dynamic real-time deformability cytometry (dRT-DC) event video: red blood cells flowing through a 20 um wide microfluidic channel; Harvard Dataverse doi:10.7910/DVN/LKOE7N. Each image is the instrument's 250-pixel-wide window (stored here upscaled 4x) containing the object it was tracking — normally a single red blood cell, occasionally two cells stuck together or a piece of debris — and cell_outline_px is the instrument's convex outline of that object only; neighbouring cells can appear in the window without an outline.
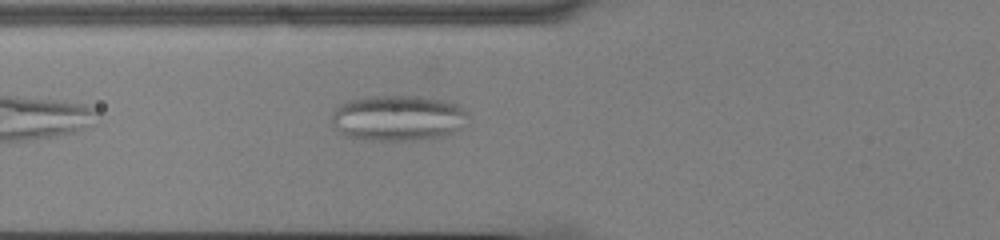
{"species": "common noctule bat (a hibernating species)", "species_latin": "Nyctalus noctula", "temperature_condition": "cold", "stored_images_in_passage": 38, "camera_frame_rate_fps": 3000, "um_per_image_px": 0.085, "animal": {"sex": "male", "body_mass_g": 13.0, "forearm_length_mm": 53.1}, "frame": {"image": 1, "passage_image": 4, "time_ms": 1.0, "image_size_px": [1000, 240], "cell_outline_px": [[468, 116], [460, 128], [444, 136], [416, 140], [360, 140], [344, 136], [332, 124], [332, 112], [340, 104], [348, 100], [372, 96], [420, 96], [444, 100], [460, 104], [468, 112]], "centroid_in_image_um": [33.82, 10.03], "position_along_channel_um": 92.0, "area_um2": 36.65}}
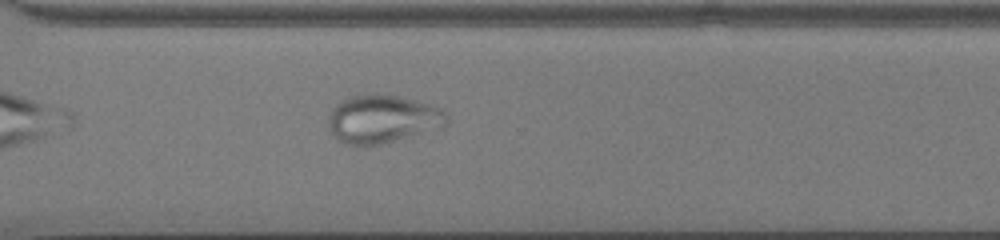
{"frame": {"image": 2, "passage_image": 24, "time_ms": 7.667, "image_size_px": [1000, 240], "cell_outline_px": [[448, 120], [444, 128], [380, 144], [348, 144], [340, 140], [332, 132], [328, 124], [328, 116], [332, 108], [336, 104], [348, 96], [376, 92], [416, 100], [432, 104], [440, 108], [448, 116]], "centroid_in_image_um": [32.55, 10.08], "position_along_channel_um": 338.0, "area_um2": 33.41}}
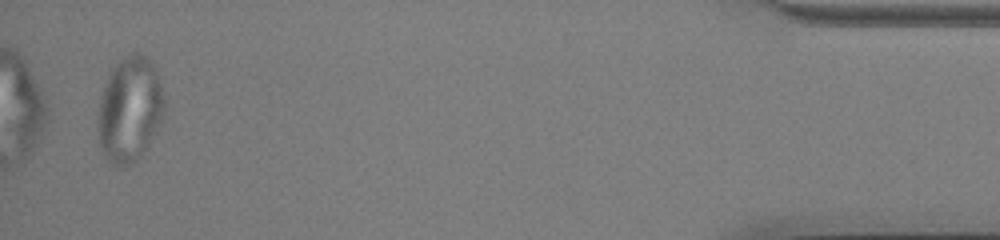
{"frame": {"image": 3, "passage_image": 37, "time_ms": 12.0, "image_size_px": [1000, 240], "cell_outline_px": [[164, 108], [148, 144], [140, 156], [132, 164], [112, 164], [104, 156], [100, 144], [100, 96], [108, 76], [112, 68], [120, 60], [132, 52], [140, 52], [152, 64], [156, 72], [164, 96]], "centroid_in_image_um": [11.02, 9.26], "position_along_channel_um": 424.2, "area_um2": 39.3}}